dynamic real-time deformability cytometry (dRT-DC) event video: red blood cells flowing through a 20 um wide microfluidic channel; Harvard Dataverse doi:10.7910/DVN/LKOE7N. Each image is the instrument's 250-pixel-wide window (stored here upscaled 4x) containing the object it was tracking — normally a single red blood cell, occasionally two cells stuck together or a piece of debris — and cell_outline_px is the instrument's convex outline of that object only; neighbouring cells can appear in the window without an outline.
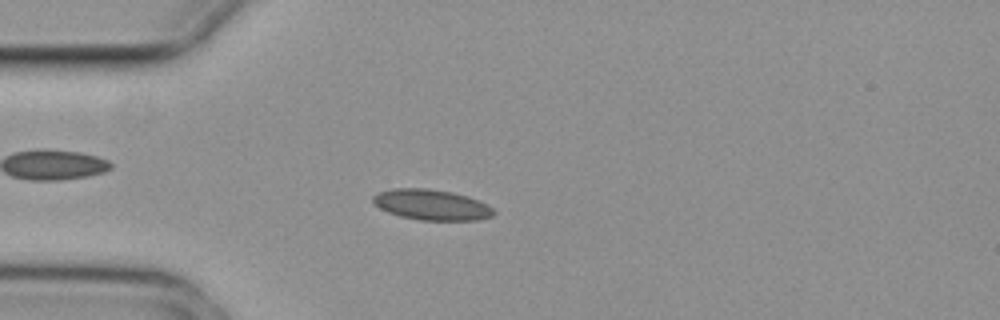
{"species": "common noctule bat (a hibernating species)", "species_latin": "Nyctalus noctula", "temperature_condition": "cold", "stored_images_in_passage": 4, "camera_frame_rate_fps": 3000, "um_per_image_px": 0.085, "animal": {"sex": "female", "body_mass_g": 29.2, "forearm_length_mm": 56.3}, "frame": {"image": 1, "passage_image": 4, "time_ms": 1.0, "image_size_px": [1000, 320], "cell_outline_px": [[496, 212], [492, 216], [476, 220], [420, 220], [400, 216], [388, 212], [380, 208], [372, 200], [372, 196], [380, 192], [392, 188], [428, 188], [452, 192], [468, 196], [488, 204]], "centroid_in_image_um": [36.7, 17.4], "position_along_channel_um": 48.3, "area_um2": 21.5}}